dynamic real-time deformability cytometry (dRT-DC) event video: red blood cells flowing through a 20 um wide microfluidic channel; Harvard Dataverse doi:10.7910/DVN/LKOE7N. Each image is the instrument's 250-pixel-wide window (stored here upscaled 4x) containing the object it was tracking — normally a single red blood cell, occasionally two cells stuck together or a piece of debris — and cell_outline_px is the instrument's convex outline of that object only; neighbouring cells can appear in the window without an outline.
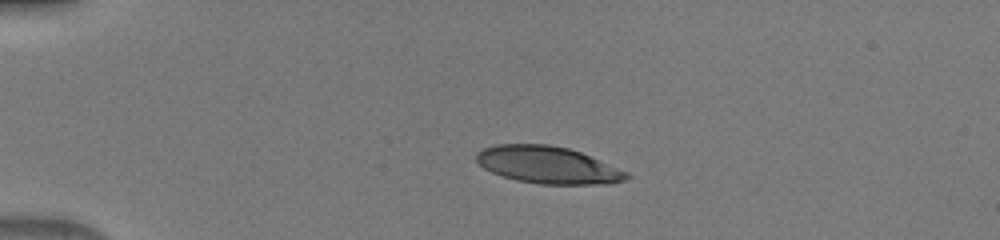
{"species": "human", "species_latin": "Homo sapiens", "temperature_condition": "warm", "stored_images_in_passage": 14, "camera_frame_rate_fps": 3000, "um_per_image_px": 0.085, "donor": {"sex": "male"}, "frame": {"image": 1, "passage_image": 8, "time_ms": 2.333, "image_size_px": [1000, 240], "cell_outline_px": [[632, 176], [624, 180], [612, 184], [540, 184], [516, 180], [492, 172], [484, 168], [476, 160], [476, 152], [480, 148], [496, 144], [548, 144], [568, 148], [580, 152], [628, 172]], "centroid_in_image_um": [46.55, 14.02], "position_along_channel_um": 38.4, "area_um2": 32.54}}
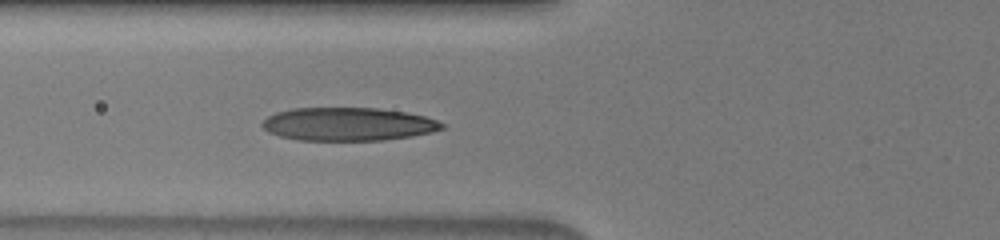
{"frame": {"image": 2, "passage_image": 14, "time_ms": 4.333, "image_size_px": [1000, 240], "cell_outline_px": [[448, 124], [444, 128], [432, 132], [412, 136], [384, 140], [300, 140], [280, 136], [268, 132], [260, 124], [268, 116], [276, 112], [292, 108], [376, 108], [404, 112], [424, 116]], "centroid_in_image_um": [29.6, 10.55], "position_along_channel_um": 96.2, "area_um2": 34.8}}